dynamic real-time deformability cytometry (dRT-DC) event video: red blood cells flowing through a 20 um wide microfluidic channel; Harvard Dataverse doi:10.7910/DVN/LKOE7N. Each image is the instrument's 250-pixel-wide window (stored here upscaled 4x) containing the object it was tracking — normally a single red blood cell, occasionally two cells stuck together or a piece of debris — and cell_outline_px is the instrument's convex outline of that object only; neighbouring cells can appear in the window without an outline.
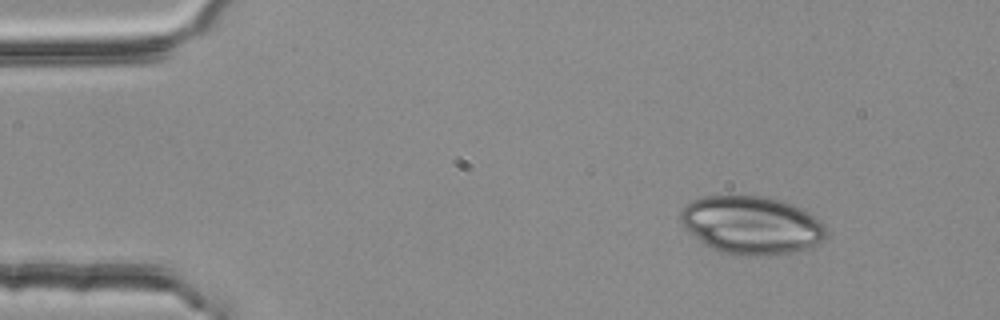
{"species": "common noctule bat (a hibernating species)", "species_latin": "Nyctalus noctula", "temperature_condition": "room temperature", "stored_images_in_passage": 3, "camera_frame_rate_fps": 3000, "um_per_image_px": 0.085, "animal": {"sex": "female", "body_mass_g": 25.1}, "frame": {"image": 1, "passage_image": 1, "time_ms": 0.0, "image_size_px": [1000, 320], "cell_outline_px": [[824, 240], [816, 244], [796, 252], [768, 256], [748, 256], [720, 252], [708, 248], [688, 232], [680, 224], [680, 212], [692, 200], [704, 196], [760, 196], [792, 204], [804, 208], [820, 220], [824, 224]], "centroid_in_image_um": [63.84, 19.16], "position_along_channel_um": 21.2, "area_um2": 49.53}}